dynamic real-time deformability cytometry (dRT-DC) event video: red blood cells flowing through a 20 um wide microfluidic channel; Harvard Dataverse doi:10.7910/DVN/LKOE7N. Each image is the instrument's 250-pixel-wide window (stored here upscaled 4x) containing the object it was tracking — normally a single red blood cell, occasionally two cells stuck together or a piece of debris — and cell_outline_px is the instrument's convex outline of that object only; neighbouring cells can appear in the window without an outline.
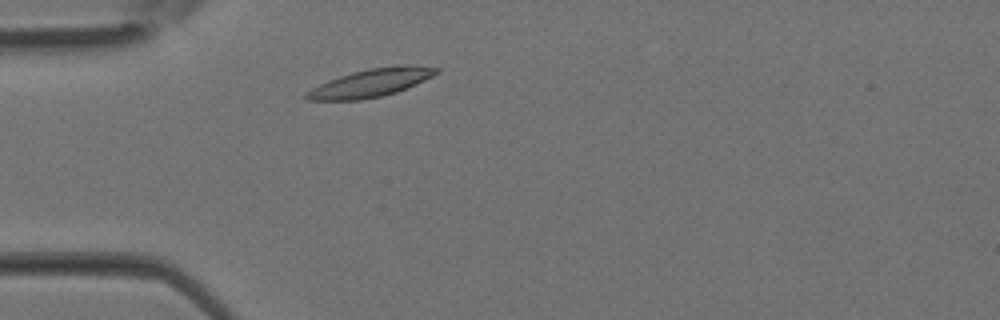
{"species": "Egyptian fruit bat (a non-hibernating species)", "species_latin": "Rousettus aegyptiacus", "temperature_condition": "room temperature", "stored_images_in_passage": 31, "camera_frame_rate_fps": 3000, "um_per_image_px": 0.085, "animal": {"sex": "female"}, "frame": {"image": 1, "passage_image": 4, "time_ms": 1.0, "image_size_px": [1000, 320], "cell_outline_px": [[440, 72], [424, 80], [396, 92], [380, 96], [360, 100], [308, 100], [304, 96], [312, 88], [328, 80], [352, 72], [368, 68], [396, 64], [408, 64], [440, 68]], "centroid_in_image_um": [31.56, 7.02], "position_along_channel_um": 53.4, "area_um2": 21.15}}
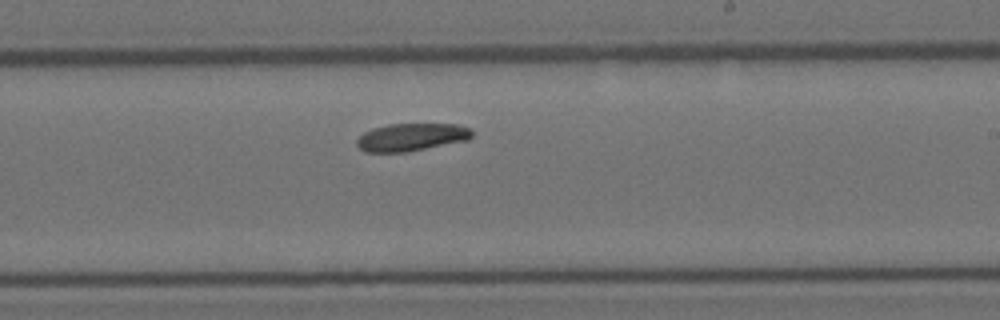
{"frame": {"image": 2, "passage_image": 16, "time_ms": 5.0, "image_size_px": [1000, 320], "cell_outline_px": [[472, 136], [468, 140], [408, 152], [364, 152], [356, 144], [356, 140], [364, 132], [372, 128], [388, 124], [460, 124], [472, 128]], "centroid_in_image_um": [34.98, 11.65], "position_along_channel_um": 254.0, "area_um2": 18.79}}
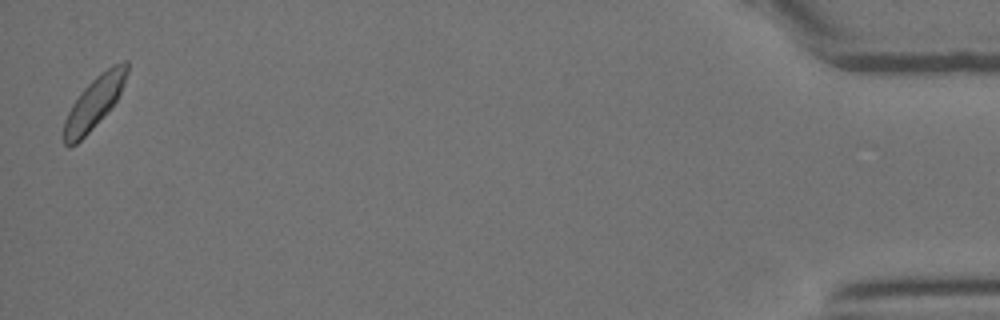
{"frame": {"image": 3, "passage_image": 31, "time_ms": 10.0, "image_size_px": [1000, 320], "cell_outline_px": [[128, 72], [124, 84], [112, 108], [76, 144], [68, 148], [64, 144], [64, 120], [72, 104], [80, 92], [96, 76], [112, 64], [124, 60], [128, 60]], "centroid_in_image_um": [8.02, 8.7], "position_along_channel_um": 427.2, "area_um2": 18.96}}